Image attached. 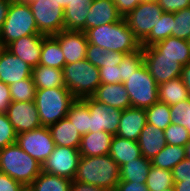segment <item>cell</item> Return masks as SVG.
<instances>
[{
  "instance_id": "1",
  "label": "cell",
  "mask_w": 190,
  "mask_h": 191,
  "mask_svg": "<svg viewBox=\"0 0 190 191\" xmlns=\"http://www.w3.org/2000/svg\"><path fill=\"white\" fill-rule=\"evenodd\" d=\"M88 43L113 52L130 54L141 48L140 41L134 36L124 18L86 32Z\"/></svg>"
},
{
  "instance_id": "2",
  "label": "cell",
  "mask_w": 190,
  "mask_h": 191,
  "mask_svg": "<svg viewBox=\"0 0 190 191\" xmlns=\"http://www.w3.org/2000/svg\"><path fill=\"white\" fill-rule=\"evenodd\" d=\"M119 168L109 154L93 157L81 156L73 180L114 191L120 181Z\"/></svg>"
},
{
  "instance_id": "3",
  "label": "cell",
  "mask_w": 190,
  "mask_h": 191,
  "mask_svg": "<svg viewBox=\"0 0 190 191\" xmlns=\"http://www.w3.org/2000/svg\"><path fill=\"white\" fill-rule=\"evenodd\" d=\"M0 172L29 187L42 172V164L15 142L0 149Z\"/></svg>"
},
{
  "instance_id": "4",
  "label": "cell",
  "mask_w": 190,
  "mask_h": 191,
  "mask_svg": "<svg viewBox=\"0 0 190 191\" xmlns=\"http://www.w3.org/2000/svg\"><path fill=\"white\" fill-rule=\"evenodd\" d=\"M75 100L66 87L36 89L35 104L41 125L49 127L65 118Z\"/></svg>"
},
{
  "instance_id": "5",
  "label": "cell",
  "mask_w": 190,
  "mask_h": 191,
  "mask_svg": "<svg viewBox=\"0 0 190 191\" xmlns=\"http://www.w3.org/2000/svg\"><path fill=\"white\" fill-rule=\"evenodd\" d=\"M65 87L76 99L92 96L101 84L99 69L86 58L63 67Z\"/></svg>"
},
{
  "instance_id": "6",
  "label": "cell",
  "mask_w": 190,
  "mask_h": 191,
  "mask_svg": "<svg viewBox=\"0 0 190 191\" xmlns=\"http://www.w3.org/2000/svg\"><path fill=\"white\" fill-rule=\"evenodd\" d=\"M41 34L28 3H11L0 31V44L6 47L23 36Z\"/></svg>"
},
{
  "instance_id": "7",
  "label": "cell",
  "mask_w": 190,
  "mask_h": 191,
  "mask_svg": "<svg viewBox=\"0 0 190 191\" xmlns=\"http://www.w3.org/2000/svg\"><path fill=\"white\" fill-rule=\"evenodd\" d=\"M123 84L128 92L131 107L147 109L159 101L158 84L150 75L145 63Z\"/></svg>"
},
{
  "instance_id": "8",
  "label": "cell",
  "mask_w": 190,
  "mask_h": 191,
  "mask_svg": "<svg viewBox=\"0 0 190 191\" xmlns=\"http://www.w3.org/2000/svg\"><path fill=\"white\" fill-rule=\"evenodd\" d=\"M163 12L157 0L142 1L124 19L141 43L160 21Z\"/></svg>"
},
{
  "instance_id": "9",
  "label": "cell",
  "mask_w": 190,
  "mask_h": 191,
  "mask_svg": "<svg viewBox=\"0 0 190 191\" xmlns=\"http://www.w3.org/2000/svg\"><path fill=\"white\" fill-rule=\"evenodd\" d=\"M28 4L39 33L53 36L64 29V9L56 0H33Z\"/></svg>"
},
{
  "instance_id": "10",
  "label": "cell",
  "mask_w": 190,
  "mask_h": 191,
  "mask_svg": "<svg viewBox=\"0 0 190 191\" xmlns=\"http://www.w3.org/2000/svg\"><path fill=\"white\" fill-rule=\"evenodd\" d=\"M16 143L41 164L51 155L56 146L51 132L46 126L17 134Z\"/></svg>"
},
{
  "instance_id": "11",
  "label": "cell",
  "mask_w": 190,
  "mask_h": 191,
  "mask_svg": "<svg viewBox=\"0 0 190 191\" xmlns=\"http://www.w3.org/2000/svg\"><path fill=\"white\" fill-rule=\"evenodd\" d=\"M80 158L79 149L56 145L51 155L43 162L42 171L73 181Z\"/></svg>"
},
{
  "instance_id": "12",
  "label": "cell",
  "mask_w": 190,
  "mask_h": 191,
  "mask_svg": "<svg viewBox=\"0 0 190 191\" xmlns=\"http://www.w3.org/2000/svg\"><path fill=\"white\" fill-rule=\"evenodd\" d=\"M90 111L89 132L106 131L116 135L122 110L95 100L92 96L82 99Z\"/></svg>"
},
{
  "instance_id": "13",
  "label": "cell",
  "mask_w": 190,
  "mask_h": 191,
  "mask_svg": "<svg viewBox=\"0 0 190 191\" xmlns=\"http://www.w3.org/2000/svg\"><path fill=\"white\" fill-rule=\"evenodd\" d=\"M144 63L155 82L160 85L171 79L180 77L183 66L170 57H161V54L153 47H142Z\"/></svg>"
},
{
  "instance_id": "14",
  "label": "cell",
  "mask_w": 190,
  "mask_h": 191,
  "mask_svg": "<svg viewBox=\"0 0 190 191\" xmlns=\"http://www.w3.org/2000/svg\"><path fill=\"white\" fill-rule=\"evenodd\" d=\"M6 114L17 134L42 126L35 101H13L10 103Z\"/></svg>"
},
{
  "instance_id": "15",
  "label": "cell",
  "mask_w": 190,
  "mask_h": 191,
  "mask_svg": "<svg viewBox=\"0 0 190 191\" xmlns=\"http://www.w3.org/2000/svg\"><path fill=\"white\" fill-rule=\"evenodd\" d=\"M53 37L59 42L66 64L85 59L88 46L85 32L63 29Z\"/></svg>"
},
{
  "instance_id": "16",
  "label": "cell",
  "mask_w": 190,
  "mask_h": 191,
  "mask_svg": "<svg viewBox=\"0 0 190 191\" xmlns=\"http://www.w3.org/2000/svg\"><path fill=\"white\" fill-rule=\"evenodd\" d=\"M44 37L43 34L23 36L5 48L33 68L39 65Z\"/></svg>"
},
{
  "instance_id": "17",
  "label": "cell",
  "mask_w": 190,
  "mask_h": 191,
  "mask_svg": "<svg viewBox=\"0 0 190 191\" xmlns=\"http://www.w3.org/2000/svg\"><path fill=\"white\" fill-rule=\"evenodd\" d=\"M32 68L5 47L0 49V81L10 85L31 77Z\"/></svg>"
},
{
  "instance_id": "18",
  "label": "cell",
  "mask_w": 190,
  "mask_h": 191,
  "mask_svg": "<svg viewBox=\"0 0 190 191\" xmlns=\"http://www.w3.org/2000/svg\"><path fill=\"white\" fill-rule=\"evenodd\" d=\"M86 17L85 32L90 28L115 23L123 18L118 12L114 0H93Z\"/></svg>"
},
{
  "instance_id": "19",
  "label": "cell",
  "mask_w": 190,
  "mask_h": 191,
  "mask_svg": "<svg viewBox=\"0 0 190 191\" xmlns=\"http://www.w3.org/2000/svg\"><path fill=\"white\" fill-rule=\"evenodd\" d=\"M145 109L130 107L122 111L117 136L138 141L140 133L146 125Z\"/></svg>"
},
{
  "instance_id": "20",
  "label": "cell",
  "mask_w": 190,
  "mask_h": 191,
  "mask_svg": "<svg viewBox=\"0 0 190 191\" xmlns=\"http://www.w3.org/2000/svg\"><path fill=\"white\" fill-rule=\"evenodd\" d=\"M92 97L122 111L131 107L129 95L123 83L100 84Z\"/></svg>"
},
{
  "instance_id": "21",
  "label": "cell",
  "mask_w": 190,
  "mask_h": 191,
  "mask_svg": "<svg viewBox=\"0 0 190 191\" xmlns=\"http://www.w3.org/2000/svg\"><path fill=\"white\" fill-rule=\"evenodd\" d=\"M138 144L142 156L151 160L167 145L164 130L157 128L153 124L146 123L140 133Z\"/></svg>"
},
{
  "instance_id": "22",
  "label": "cell",
  "mask_w": 190,
  "mask_h": 191,
  "mask_svg": "<svg viewBox=\"0 0 190 191\" xmlns=\"http://www.w3.org/2000/svg\"><path fill=\"white\" fill-rule=\"evenodd\" d=\"M113 135L106 131L89 132L82 135L79 153L81 156L108 155Z\"/></svg>"
},
{
  "instance_id": "23",
  "label": "cell",
  "mask_w": 190,
  "mask_h": 191,
  "mask_svg": "<svg viewBox=\"0 0 190 191\" xmlns=\"http://www.w3.org/2000/svg\"><path fill=\"white\" fill-rule=\"evenodd\" d=\"M161 57H170L182 66L190 62V46L188 40L170 36L152 45Z\"/></svg>"
},
{
  "instance_id": "24",
  "label": "cell",
  "mask_w": 190,
  "mask_h": 191,
  "mask_svg": "<svg viewBox=\"0 0 190 191\" xmlns=\"http://www.w3.org/2000/svg\"><path fill=\"white\" fill-rule=\"evenodd\" d=\"M93 0H72L64 8V29L85 32L87 15Z\"/></svg>"
},
{
  "instance_id": "25",
  "label": "cell",
  "mask_w": 190,
  "mask_h": 191,
  "mask_svg": "<svg viewBox=\"0 0 190 191\" xmlns=\"http://www.w3.org/2000/svg\"><path fill=\"white\" fill-rule=\"evenodd\" d=\"M49 130L55 145L79 149L82 135L76 130L71 121L65 117L50 125Z\"/></svg>"
},
{
  "instance_id": "26",
  "label": "cell",
  "mask_w": 190,
  "mask_h": 191,
  "mask_svg": "<svg viewBox=\"0 0 190 191\" xmlns=\"http://www.w3.org/2000/svg\"><path fill=\"white\" fill-rule=\"evenodd\" d=\"M109 155L120 167L127 162L141 157L142 153L138 141L115 135L111 141Z\"/></svg>"
},
{
  "instance_id": "27",
  "label": "cell",
  "mask_w": 190,
  "mask_h": 191,
  "mask_svg": "<svg viewBox=\"0 0 190 191\" xmlns=\"http://www.w3.org/2000/svg\"><path fill=\"white\" fill-rule=\"evenodd\" d=\"M31 77L36 89L65 87L62 69L38 65L32 68Z\"/></svg>"
},
{
  "instance_id": "28",
  "label": "cell",
  "mask_w": 190,
  "mask_h": 191,
  "mask_svg": "<svg viewBox=\"0 0 190 191\" xmlns=\"http://www.w3.org/2000/svg\"><path fill=\"white\" fill-rule=\"evenodd\" d=\"M189 99L188 90L180 77L158 85V100L169 106Z\"/></svg>"
},
{
  "instance_id": "29",
  "label": "cell",
  "mask_w": 190,
  "mask_h": 191,
  "mask_svg": "<svg viewBox=\"0 0 190 191\" xmlns=\"http://www.w3.org/2000/svg\"><path fill=\"white\" fill-rule=\"evenodd\" d=\"M151 160L141 156L120 166V181L146 184L151 167Z\"/></svg>"
},
{
  "instance_id": "30",
  "label": "cell",
  "mask_w": 190,
  "mask_h": 191,
  "mask_svg": "<svg viewBox=\"0 0 190 191\" xmlns=\"http://www.w3.org/2000/svg\"><path fill=\"white\" fill-rule=\"evenodd\" d=\"M39 65L63 69L66 65L59 42L53 36H45Z\"/></svg>"
},
{
  "instance_id": "31",
  "label": "cell",
  "mask_w": 190,
  "mask_h": 191,
  "mask_svg": "<svg viewBox=\"0 0 190 191\" xmlns=\"http://www.w3.org/2000/svg\"><path fill=\"white\" fill-rule=\"evenodd\" d=\"M72 180L41 172L28 187L30 191H70Z\"/></svg>"
},
{
  "instance_id": "32",
  "label": "cell",
  "mask_w": 190,
  "mask_h": 191,
  "mask_svg": "<svg viewBox=\"0 0 190 191\" xmlns=\"http://www.w3.org/2000/svg\"><path fill=\"white\" fill-rule=\"evenodd\" d=\"M185 146L166 145L155 157L151 164L157 168L171 170L185 159Z\"/></svg>"
},
{
  "instance_id": "33",
  "label": "cell",
  "mask_w": 190,
  "mask_h": 191,
  "mask_svg": "<svg viewBox=\"0 0 190 191\" xmlns=\"http://www.w3.org/2000/svg\"><path fill=\"white\" fill-rule=\"evenodd\" d=\"M66 117L74 124L81 135L89 133L90 111L82 99H76L71 104Z\"/></svg>"
},
{
  "instance_id": "34",
  "label": "cell",
  "mask_w": 190,
  "mask_h": 191,
  "mask_svg": "<svg viewBox=\"0 0 190 191\" xmlns=\"http://www.w3.org/2000/svg\"><path fill=\"white\" fill-rule=\"evenodd\" d=\"M174 13L163 12L160 21L153 27L150 34L141 42V47L152 46L155 43L172 36Z\"/></svg>"
},
{
  "instance_id": "35",
  "label": "cell",
  "mask_w": 190,
  "mask_h": 191,
  "mask_svg": "<svg viewBox=\"0 0 190 191\" xmlns=\"http://www.w3.org/2000/svg\"><path fill=\"white\" fill-rule=\"evenodd\" d=\"M146 186L149 191H161L168 187H173L174 180L172 171L151 165L146 180Z\"/></svg>"
},
{
  "instance_id": "36",
  "label": "cell",
  "mask_w": 190,
  "mask_h": 191,
  "mask_svg": "<svg viewBox=\"0 0 190 191\" xmlns=\"http://www.w3.org/2000/svg\"><path fill=\"white\" fill-rule=\"evenodd\" d=\"M147 123L155 125L157 128L165 130L171 122L169 105L161 102L154 103L145 109Z\"/></svg>"
},
{
  "instance_id": "37",
  "label": "cell",
  "mask_w": 190,
  "mask_h": 191,
  "mask_svg": "<svg viewBox=\"0 0 190 191\" xmlns=\"http://www.w3.org/2000/svg\"><path fill=\"white\" fill-rule=\"evenodd\" d=\"M8 86L12 102L35 101L36 87L32 77L22 79Z\"/></svg>"
},
{
  "instance_id": "38",
  "label": "cell",
  "mask_w": 190,
  "mask_h": 191,
  "mask_svg": "<svg viewBox=\"0 0 190 191\" xmlns=\"http://www.w3.org/2000/svg\"><path fill=\"white\" fill-rule=\"evenodd\" d=\"M144 63L142 47L133 53L126 54L119 64L121 83H125L135 71Z\"/></svg>"
},
{
  "instance_id": "39",
  "label": "cell",
  "mask_w": 190,
  "mask_h": 191,
  "mask_svg": "<svg viewBox=\"0 0 190 191\" xmlns=\"http://www.w3.org/2000/svg\"><path fill=\"white\" fill-rule=\"evenodd\" d=\"M172 36L188 40L190 37V7L174 13Z\"/></svg>"
},
{
  "instance_id": "40",
  "label": "cell",
  "mask_w": 190,
  "mask_h": 191,
  "mask_svg": "<svg viewBox=\"0 0 190 191\" xmlns=\"http://www.w3.org/2000/svg\"><path fill=\"white\" fill-rule=\"evenodd\" d=\"M172 124H179L188 130L190 136V98L169 106Z\"/></svg>"
},
{
  "instance_id": "41",
  "label": "cell",
  "mask_w": 190,
  "mask_h": 191,
  "mask_svg": "<svg viewBox=\"0 0 190 191\" xmlns=\"http://www.w3.org/2000/svg\"><path fill=\"white\" fill-rule=\"evenodd\" d=\"M164 136L168 145L186 146L190 141L188 130L179 124H170L164 130Z\"/></svg>"
},
{
  "instance_id": "42",
  "label": "cell",
  "mask_w": 190,
  "mask_h": 191,
  "mask_svg": "<svg viewBox=\"0 0 190 191\" xmlns=\"http://www.w3.org/2000/svg\"><path fill=\"white\" fill-rule=\"evenodd\" d=\"M17 133L6 113H0V149L16 142Z\"/></svg>"
},
{
  "instance_id": "43",
  "label": "cell",
  "mask_w": 190,
  "mask_h": 191,
  "mask_svg": "<svg viewBox=\"0 0 190 191\" xmlns=\"http://www.w3.org/2000/svg\"><path fill=\"white\" fill-rule=\"evenodd\" d=\"M101 84L121 83L119 65L110 64L99 68Z\"/></svg>"
},
{
  "instance_id": "44",
  "label": "cell",
  "mask_w": 190,
  "mask_h": 191,
  "mask_svg": "<svg viewBox=\"0 0 190 191\" xmlns=\"http://www.w3.org/2000/svg\"><path fill=\"white\" fill-rule=\"evenodd\" d=\"M106 50L88 43L87 51H86V59L98 69L103 67V59L105 57Z\"/></svg>"
},
{
  "instance_id": "45",
  "label": "cell",
  "mask_w": 190,
  "mask_h": 191,
  "mask_svg": "<svg viewBox=\"0 0 190 191\" xmlns=\"http://www.w3.org/2000/svg\"><path fill=\"white\" fill-rule=\"evenodd\" d=\"M172 176L174 182L178 181H190V161L187 159L179 162L172 169Z\"/></svg>"
},
{
  "instance_id": "46",
  "label": "cell",
  "mask_w": 190,
  "mask_h": 191,
  "mask_svg": "<svg viewBox=\"0 0 190 191\" xmlns=\"http://www.w3.org/2000/svg\"><path fill=\"white\" fill-rule=\"evenodd\" d=\"M164 12L175 13L190 7V0H157Z\"/></svg>"
},
{
  "instance_id": "47",
  "label": "cell",
  "mask_w": 190,
  "mask_h": 191,
  "mask_svg": "<svg viewBox=\"0 0 190 191\" xmlns=\"http://www.w3.org/2000/svg\"><path fill=\"white\" fill-rule=\"evenodd\" d=\"M24 188L18 181L0 172V191H22Z\"/></svg>"
},
{
  "instance_id": "48",
  "label": "cell",
  "mask_w": 190,
  "mask_h": 191,
  "mask_svg": "<svg viewBox=\"0 0 190 191\" xmlns=\"http://www.w3.org/2000/svg\"><path fill=\"white\" fill-rule=\"evenodd\" d=\"M11 102L9 86L0 81V113H6Z\"/></svg>"
},
{
  "instance_id": "49",
  "label": "cell",
  "mask_w": 190,
  "mask_h": 191,
  "mask_svg": "<svg viewBox=\"0 0 190 191\" xmlns=\"http://www.w3.org/2000/svg\"><path fill=\"white\" fill-rule=\"evenodd\" d=\"M142 0H114L118 12L124 18L131 12Z\"/></svg>"
},
{
  "instance_id": "50",
  "label": "cell",
  "mask_w": 190,
  "mask_h": 191,
  "mask_svg": "<svg viewBox=\"0 0 190 191\" xmlns=\"http://www.w3.org/2000/svg\"><path fill=\"white\" fill-rule=\"evenodd\" d=\"M115 191H149L146 184L131 181H119Z\"/></svg>"
},
{
  "instance_id": "51",
  "label": "cell",
  "mask_w": 190,
  "mask_h": 191,
  "mask_svg": "<svg viewBox=\"0 0 190 191\" xmlns=\"http://www.w3.org/2000/svg\"><path fill=\"white\" fill-rule=\"evenodd\" d=\"M104 55L105 57L103 59V67L110 64L119 65L126 54L122 52H113L106 50V53Z\"/></svg>"
},
{
  "instance_id": "52",
  "label": "cell",
  "mask_w": 190,
  "mask_h": 191,
  "mask_svg": "<svg viewBox=\"0 0 190 191\" xmlns=\"http://www.w3.org/2000/svg\"><path fill=\"white\" fill-rule=\"evenodd\" d=\"M70 191H111V190L73 180L70 187Z\"/></svg>"
},
{
  "instance_id": "53",
  "label": "cell",
  "mask_w": 190,
  "mask_h": 191,
  "mask_svg": "<svg viewBox=\"0 0 190 191\" xmlns=\"http://www.w3.org/2000/svg\"><path fill=\"white\" fill-rule=\"evenodd\" d=\"M180 78L183 81L185 87L188 90V95L190 98V62L183 66Z\"/></svg>"
},
{
  "instance_id": "54",
  "label": "cell",
  "mask_w": 190,
  "mask_h": 191,
  "mask_svg": "<svg viewBox=\"0 0 190 191\" xmlns=\"http://www.w3.org/2000/svg\"><path fill=\"white\" fill-rule=\"evenodd\" d=\"M10 5L11 3L8 0H0V31L6 20Z\"/></svg>"
},
{
  "instance_id": "55",
  "label": "cell",
  "mask_w": 190,
  "mask_h": 191,
  "mask_svg": "<svg viewBox=\"0 0 190 191\" xmlns=\"http://www.w3.org/2000/svg\"><path fill=\"white\" fill-rule=\"evenodd\" d=\"M175 191H190V181L174 182Z\"/></svg>"
},
{
  "instance_id": "56",
  "label": "cell",
  "mask_w": 190,
  "mask_h": 191,
  "mask_svg": "<svg viewBox=\"0 0 190 191\" xmlns=\"http://www.w3.org/2000/svg\"><path fill=\"white\" fill-rule=\"evenodd\" d=\"M185 159L190 161V141L185 146Z\"/></svg>"
},
{
  "instance_id": "57",
  "label": "cell",
  "mask_w": 190,
  "mask_h": 191,
  "mask_svg": "<svg viewBox=\"0 0 190 191\" xmlns=\"http://www.w3.org/2000/svg\"><path fill=\"white\" fill-rule=\"evenodd\" d=\"M58 4L64 9L67 5H70L72 0H56Z\"/></svg>"
},
{
  "instance_id": "58",
  "label": "cell",
  "mask_w": 190,
  "mask_h": 191,
  "mask_svg": "<svg viewBox=\"0 0 190 191\" xmlns=\"http://www.w3.org/2000/svg\"><path fill=\"white\" fill-rule=\"evenodd\" d=\"M10 3H30L33 0H8Z\"/></svg>"
},
{
  "instance_id": "59",
  "label": "cell",
  "mask_w": 190,
  "mask_h": 191,
  "mask_svg": "<svg viewBox=\"0 0 190 191\" xmlns=\"http://www.w3.org/2000/svg\"><path fill=\"white\" fill-rule=\"evenodd\" d=\"M161 191H175V189H174V186H173V187H168L166 189H163Z\"/></svg>"
},
{
  "instance_id": "60",
  "label": "cell",
  "mask_w": 190,
  "mask_h": 191,
  "mask_svg": "<svg viewBox=\"0 0 190 191\" xmlns=\"http://www.w3.org/2000/svg\"><path fill=\"white\" fill-rule=\"evenodd\" d=\"M22 191H30L28 187H25Z\"/></svg>"
}]
</instances>
